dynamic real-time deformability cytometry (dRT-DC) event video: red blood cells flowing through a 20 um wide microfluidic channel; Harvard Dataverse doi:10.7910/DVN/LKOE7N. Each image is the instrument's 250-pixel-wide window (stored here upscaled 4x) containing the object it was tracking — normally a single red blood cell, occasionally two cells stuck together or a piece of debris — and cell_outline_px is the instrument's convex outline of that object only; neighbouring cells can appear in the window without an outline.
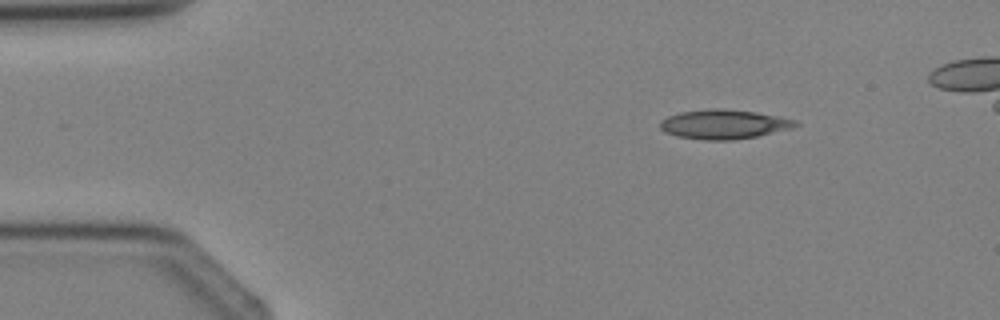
{"species": "Egyptian fruit bat (a non-hibernating species)", "species_latin": "Rousettus aegyptiacus", "temperature_condition": "cold", "stored_images_in_passage": 4, "segment_of_instrument_passage": [2, 2], "camera_frame_rate_fps": 3000, "um_per_image_px": 0.085, "animal": {"sex": "female"}, "frame": {"image": 1, "passage_image": 4, "time_ms": 3.667, "image_size_px": [1000, 320], "cell_outline_px": [[800, 124], [792, 128], [756, 136], [732, 140], [704, 140], [676, 136], [664, 132], [660, 128], [660, 120], [668, 116], [680, 112], [712, 108], [724, 108], [756, 112], [796, 120]], "centroid_in_image_um": [61.5, 10.56], "position_along_channel_um": 23.5, "area_um2": 23.18}}